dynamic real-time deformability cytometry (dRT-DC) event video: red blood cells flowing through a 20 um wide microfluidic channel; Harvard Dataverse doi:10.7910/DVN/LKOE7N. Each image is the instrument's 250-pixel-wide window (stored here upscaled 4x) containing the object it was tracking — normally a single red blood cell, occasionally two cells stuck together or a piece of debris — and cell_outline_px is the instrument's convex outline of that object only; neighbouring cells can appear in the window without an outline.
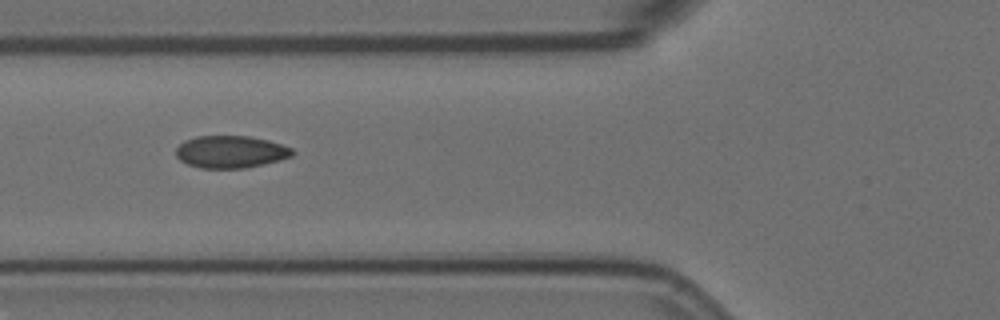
{"species": "Egyptian fruit bat (a non-hibernating species)", "species_latin": "Rousettus aegyptiacus", "temperature_condition": "room temperature", "stored_images_in_passage": 14, "camera_frame_rate_fps": 3000, "um_per_image_px": 0.085, "animal": {"sex": "female"}, "frame": {"image": 1, "passage_image": 5, "time_ms": 1.333, "image_size_px": [1000, 320], "cell_outline_px": [[296, 152], [292, 156], [244, 168], [200, 168], [188, 164], [180, 160], [176, 156], [176, 148], [184, 140], [196, 136], [248, 136], [268, 140], [292, 148]], "centroid_in_image_um": [19.57, 12.89], "position_along_channel_um": 106.2, "area_um2": 21.73}}
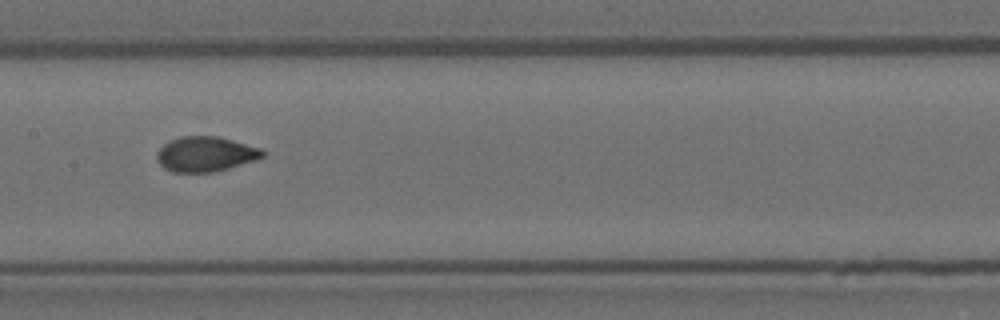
{"frame": {"image": 2, "passage_image": 7, "time_ms": 2.0, "image_size_px": [1000, 320], "cell_outline_px": [[264, 156], [256, 160], [216, 172], [172, 172], [164, 168], [156, 160], [156, 152], [168, 140], [180, 136], [216, 136], [232, 140], [260, 148], [264, 152]], "centroid_in_image_um": [17.43, 13.1], "position_along_channel_um": 190.0, "area_um2": 21.68}}
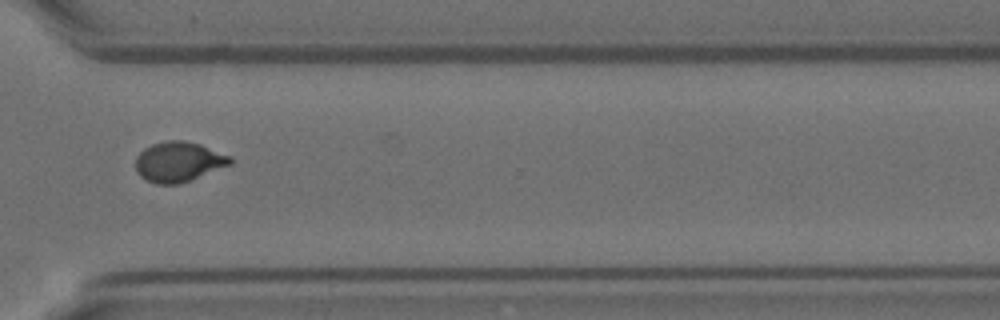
{"frame": {"image": 3, "passage_image": 11, "time_ms": 3.333, "image_size_px": [1000, 320], "cell_outline_px": [[232, 164], [180, 184], [156, 184], [140, 176], [136, 172], [136, 156], [144, 148], [152, 144], [168, 140], [184, 140], [200, 144], [232, 156]], "centroid_in_image_um": [15.19, 13.75], "position_along_channel_um": 355.4, "area_um2": 22.2}}